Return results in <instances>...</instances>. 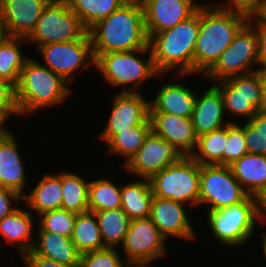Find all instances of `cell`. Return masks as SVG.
Here are the masks:
<instances>
[{
	"label": "cell",
	"mask_w": 266,
	"mask_h": 267,
	"mask_svg": "<svg viewBox=\"0 0 266 267\" xmlns=\"http://www.w3.org/2000/svg\"><path fill=\"white\" fill-rule=\"evenodd\" d=\"M93 54L125 52L146 48L144 9L140 0H129L121 8L88 30Z\"/></svg>",
	"instance_id": "cell-1"
},
{
	"label": "cell",
	"mask_w": 266,
	"mask_h": 267,
	"mask_svg": "<svg viewBox=\"0 0 266 267\" xmlns=\"http://www.w3.org/2000/svg\"><path fill=\"white\" fill-rule=\"evenodd\" d=\"M199 26L200 7L188 19L149 38L153 63L160 74L176 71L177 78L196 75L193 74V58Z\"/></svg>",
	"instance_id": "cell-2"
},
{
	"label": "cell",
	"mask_w": 266,
	"mask_h": 267,
	"mask_svg": "<svg viewBox=\"0 0 266 267\" xmlns=\"http://www.w3.org/2000/svg\"><path fill=\"white\" fill-rule=\"evenodd\" d=\"M212 3L200 6V26L193 58V74L202 77L248 22L244 15L218 9Z\"/></svg>",
	"instance_id": "cell-3"
},
{
	"label": "cell",
	"mask_w": 266,
	"mask_h": 267,
	"mask_svg": "<svg viewBox=\"0 0 266 267\" xmlns=\"http://www.w3.org/2000/svg\"><path fill=\"white\" fill-rule=\"evenodd\" d=\"M69 83L51 69L31 56L21 70L18 84L15 86V100L19 115L36 114L42 108L63 104L71 97Z\"/></svg>",
	"instance_id": "cell-4"
},
{
	"label": "cell",
	"mask_w": 266,
	"mask_h": 267,
	"mask_svg": "<svg viewBox=\"0 0 266 267\" xmlns=\"http://www.w3.org/2000/svg\"><path fill=\"white\" fill-rule=\"evenodd\" d=\"M94 57V68L102 74L105 83L110 87L122 88L119 89L121 92H140L139 89L149 78L162 80L167 77V74H160L156 70L149 46L133 51L94 54Z\"/></svg>",
	"instance_id": "cell-5"
},
{
	"label": "cell",
	"mask_w": 266,
	"mask_h": 267,
	"mask_svg": "<svg viewBox=\"0 0 266 267\" xmlns=\"http://www.w3.org/2000/svg\"><path fill=\"white\" fill-rule=\"evenodd\" d=\"M206 212L205 220L212 237L226 248L242 247L254 238L255 229L259 230L254 196L248 195L242 202Z\"/></svg>",
	"instance_id": "cell-6"
},
{
	"label": "cell",
	"mask_w": 266,
	"mask_h": 267,
	"mask_svg": "<svg viewBox=\"0 0 266 267\" xmlns=\"http://www.w3.org/2000/svg\"><path fill=\"white\" fill-rule=\"evenodd\" d=\"M154 197L171 199L199 206L200 165L191 157L183 156L149 179Z\"/></svg>",
	"instance_id": "cell-7"
},
{
	"label": "cell",
	"mask_w": 266,
	"mask_h": 267,
	"mask_svg": "<svg viewBox=\"0 0 266 267\" xmlns=\"http://www.w3.org/2000/svg\"><path fill=\"white\" fill-rule=\"evenodd\" d=\"M87 34L88 30L75 15L67 1L59 0L48 3L35 29L26 40L36 50L46 44L76 41Z\"/></svg>",
	"instance_id": "cell-8"
},
{
	"label": "cell",
	"mask_w": 266,
	"mask_h": 267,
	"mask_svg": "<svg viewBox=\"0 0 266 267\" xmlns=\"http://www.w3.org/2000/svg\"><path fill=\"white\" fill-rule=\"evenodd\" d=\"M258 54V35L253 26L247 22L202 78L214 80V83L232 76L257 71Z\"/></svg>",
	"instance_id": "cell-9"
},
{
	"label": "cell",
	"mask_w": 266,
	"mask_h": 267,
	"mask_svg": "<svg viewBox=\"0 0 266 267\" xmlns=\"http://www.w3.org/2000/svg\"><path fill=\"white\" fill-rule=\"evenodd\" d=\"M215 83L222 93L225 113L229 119L232 118L229 120L231 123H240L243 117L247 122L258 112L262 100L263 72L232 76Z\"/></svg>",
	"instance_id": "cell-10"
},
{
	"label": "cell",
	"mask_w": 266,
	"mask_h": 267,
	"mask_svg": "<svg viewBox=\"0 0 266 267\" xmlns=\"http://www.w3.org/2000/svg\"><path fill=\"white\" fill-rule=\"evenodd\" d=\"M42 56L43 65L71 84L80 72L95 67V57L89 34L76 41L58 42L36 49ZM75 77V78H74Z\"/></svg>",
	"instance_id": "cell-11"
},
{
	"label": "cell",
	"mask_w": 266,
	"mask_h": 267,
	"mask_svg": "<svg viewBox=\"0 0 266 267\" xmlns=\"http://www.w3.org/2000/svg\"><path fill=\"white\" fill-rule=\"evenodd\" d=\"M248 195L230 166L200 165V207L209 205L207 211H213L242 202Z\"/></svg>",
	"instance_id": "cell-12"
},
{
	"label": "cell",
	"mask_w": 266,
	"mask_h": 267,
	"mask_svg": "<svg viewBox=\"0 0 266 267\" xmlns=\"http://www.w3.org/2000/svg\"><path fill=\"white\" fill-rule=\"evenodd\" d=\"M167 240L161 235L152 220L147 218L133 219L119 246L124 252L127 263H144L152 265L158 259L167 257ZM167 254V255H166Z\"/></svg>",
	"instance_id": "cell-13"
},
{
	"label": "cell",
	"mask_w": 266,
	"mask_h": 267,
	"mask_svg": "<svg viewBox=\"0 0 266 267\" xmlns=\"http://www.w3.org/2000/svg\"><path fill=\"white\" fill-rule=\"evenodd\" d=\"M143 92L114 93L110 116L104 128L98 134L104 145L117 133L143 124L149 118L150 101Z\"/></svg>",
	"instance_id": "cell-14"
},
{
	"label": "cell",
	"mask_w": 266,
	"mask_h": 267,
	"mask_svg": "<svg viewBox=\"0 0 266 267\" xmlns=\"http://www.w3.org/2000/svg\"><path fill=\"white\" fill-rule=\"evenodd\" d=\"M182 157L176 147L151 130L145 137L143 145L124 168L128 171L126 174L131 172L133 177L149 180Z\"/></svg>",
	"instance_id": "cell-15"
},
{
	"label": "cell",
	"mask_w": 266,
	"mask_h": 267,
	"mask_svg": "<svg viewBox=\"0 0 266 267\" xmlns=\"http://www.w3.org/2000/svg\"><path fill=\"white\" fill-rule=\"evenodd\" d=\"M187 207L190 208L189 205L171 199L153 197L149 218L167 241H170L169 238L172 236L194 241L197 238V231Z\"/></svg>",
	"instance_id": "cell-16"
},
{
	"label": "cell",
	"mask_w": 266,
	"mask_h": 267,
	"mask_svg": "<svg viewBox=\"0 0 266 267\" xmlns=\"http://www.w3.org/2000/svg\"><path fill=\"white\" fill-rule=\"evenodd\" d=\"M148 37L176 26L192 16L203 2L198 0H140Z\"/></svg>",
	"instance_id": "cell-17"
},
{
	"label": "cell",
	"mask_w": 266,
	"mask_h": 267,
	"mask_svg": "<svg viewBox=\"0 0 266 267\" xmlns=\"http://www.w3.org/2000/svg\"><path fill=\"white\" fill-rule=\"evenodd\" d=\"M49 0H0V19L7 36L27 38Z\"/></svg>",
	"instance_id": "cell-18"
},
{
	"label": "cell",
	"mask_w": 266,
	"mask_h": 267,
	"mask_svg": "<svg viewBox=\"0 0 266 267\" xmlns=\"http://www.w3.org/2000/svg\"><path fill=\"white\" fill-rule=\"evenodd\" d=\"M151 130L171 143L183 156H190L197 144V135L191 118L164 113L149 112Z\"/></svg>",
	"instance_id": "cell-19"
},
{
	"label": "cell",
	"mask_w": 266,
	"mask_h": 267,
	"mask_svg": "<svg viewBox=\"0 0 266 267\" xmlns=\"http://www.w3.org/2000/svg\"><path fill=\"white\" fill-rule=\"evenodd\" d=\"M7 129L0 134V186L25 195L27 186V169L24 158L19 151L18 138Z\"/></svg>",
	"instance_id": "cell-20"
},
{
	"label": "cell",
	"mask_w": 266,
	"mask_h": 267,
	"mask_svg": "<svg viewBox=\"0 0 266 267\" xmlns=\"http://www.w3.org/2000/svg\"><path fill=\"white\" fill-rule=\"evenodd\" d=\"M225 116L224 99L215 83L209 86L203 94L198 95L197 92L191 116L197 137L221 129L231 123L225 119Z\"/></svg>",
	"instance_id": "cell-21"
},
{
	"label": "cell",
	"mask_w": 266,
	"mask_h": 267,
	"mask_svg": "<svg viewBox=\"0 0 266 267\" xmlns=\"http://www.w3.org/2000/svg\"><path fill=\"white\" fill-rule=\"evenodd\" d=\"M161 85V87L158 86L160 89L156 97L149 100V112H164L191 118L197 97V92L192 89L193 87L188 84L185 85V82L183 84L182 81L181 83H173L172 80L171 82H165L164 80Z\"/></svg>",
	"instance_id": "cell-22"
},
{
	"label": "cell",
	"mask_w": 266,
	"mask_h": 267,
	"mask_svg": "<svg viewBox=\"0 0 266 267\" xmlns=\"http://www.w3.org/2000/svg\"><path fill=\"white\" fill-rule=\"evenodd\" d=\"M21 207H18L10 215L0 220V236L3 237L2 241L10 244L14 249L16 248L20 258L32 250L35 240V234L33 233L36 229L34 227L36 226V216L27 208L24 209V206Z\"/></svg>",
	"instance_id": "cell-23"
},
{
	"label": "cell",
	"mask_w": 266,
	"mask_h": 267,
	"mask_svg": "<svg viewBox=\"0 0 266 267\" xmlns=\"http://www.w3.org/2000/svg\"><path fill=\"white\" fill-rule=\"evenodd\" d=\"M40 177L32 190L22 197L24 200L21 202L36 217L44 212L60 209L63 198L61 172H45Z\"/></svg>",
	"instance_id": "cell-24"
},
{
	"label": "cell",
	"mask_w": 266,
	"mask_h": 267,
	"mask_svg": "<svg viewBox=\"0 0 266 267\" xmlns=\"http://www.w3.org/2000/svg\"><path fill=\"white\" fill-rule=\"evenodd\" d=\"M37 230L32 248L36 255L66 265H79L80 253L71 238L43 229Z\"/></svg>",
	"instance_id": "cell-25"
},
{
	"label": "cell",
	"mask_w": 266,
	"mask_h": 267,
	"mask_svg": "<svg viewBox=\"0 0 266 267\" xmlns=\"http://www.w3.org/2000/svg\"><path fill=\"white\" fill-rule=\"evenodd\" d=\"M235 178L244 190L255 196L266 186V156L247 153L231 166Z\"/></svg>",
	"instance_id": "cell-26"
},
{
	"label": "cell",
	"mask_w": 266,
	"mask_h": 267,
	"mask_svg": "<svg viewBox=\"0 0 266 267\" xmlns=\"http://www.w3.org/2000/svg\"><path fill=\"white\" fill-rule=\"evenodd\" d=\"M121 208L131 220L150 215L153 193L148 179H134L121 186Z\"/></svg>",
	"instance_id": "cell-27"
},
{
	"label": "cell",
	"mask_w": 266,
	"mask_h": 267,
	"mask_svg": "<svg viewBox=\"0 0 266 267\" xmlns=\"http://www.w3.org/2000/svg\"><path fill=\"white\" fill-rule=\"evenodd\" d=\"M26 43V38L10 36L0 43V78L9 81L14 86L18 84L21 70L30 57L22 50V46Z\"/></svg>",
	"instance_id": "cell-28"
},
{
	"label": "cell",
	"mask_w": 266,
	"mask_h": 267,
	"mask_svg": "<svg viewBox=\"0 0 266 267\" xmlns=\"http://www.w3.org/2000/svg\"><path fill=\"white\" fill-rule=\"evenodd\" d=\"M87 181L78 173H72L68 169L61 170V185L63 190L61 208L74 214L89 211Z\"/></svg>",
	"instance_id": "cell-29"
},
{
	"label": "cell",
	"mask_w": 266,
	"mask_h": 267,
	"mask_svg": "<svg viewBox=\"0 0 266 267\" xmlns=\"http://www.w3.org/2000/svg\"><path fill=\"white\" fill-rule=\"evenodd\" d=\"M71 240L80 254L106 248L94 212L76 214Z\"/></svg>",
	"instance_id": "cell-30"
},
{
	"label": "cell",
	"mask_w": 266,
	"mask_h": 267,
	"mask_svg": "<svg viewBox=\"0 0 266 267\" xmlns=\"http://www.w3.org/2000/svg\"><path fill=\"white\" fill-rule=\"evenodd\" d=\"M100 228L103 244L119 248L129 229L131 219L122 208L94 212Z\"/></svg>",
	"instance_id": "cell-31"
},
{
	"label": "cell",
	"mask_w": 266,
	"mask_h": 267,
	"mask_svg": "<svg viewBox=\"0 0 266 267\" xmlns=\"http://www.w3.org/2000/svg\"><path fill=\"white\" fill-rule=\"evenodd\" d=\"M151 131V123L148 118L143 124L129 127V130L120 131L115 134L106 144L108 155L116 154L124 158L122 168L136 154L144 143V139Z\"/></svg>",
	"instance_id": "cell-32"
},
{
	"label": "cell",
	"mask_w": 266,
	"mask_h": 267,
	"mask_svg": "<svg viewBox=\"0 0 266 267\" xmlns=\"http://www.w3.org/2000/svg\"><path fill=\"white\" fill-rule=\"evenodd\" d=\"M121 184L108 177L93 179L88 187V207L91 212L121 208Z\"/></svg>",
	"instance_id": "cell-33"
},
{
	"label": "cell",
	"mask_w": 266,
	"mask_h": 267,
	"mask_svg": "<svg viewBox=\"0 0 266 267\" xmlns=\"http://www.w3.org/2000/svg\"><path fill=\"white\" fill-rule=\"evenodd\" d=\"M227 143V125L197 137L194 152L190 155L199 165H224Z\"/></svg>",
	"instance_id": "cell-34"
},
{
	"label": "cell",
	"mask_w": 266,
	"mask_h": 267,
	"mask_svg": "<svg viewBox=\"0 0 266 267\" xmlns=\"http://www.w3.org/2000/svg\"><path fill=\"white\" fill-rule=\"evenodd\" d=\"M83 26L89 30L97 22L105 19L121 8L129 0H66Z\"/></svg>",
	"instance_id": "cell-35"
},
{
	"label": "cell",
	"mask_w": 266,
	"mask_h": 267,
	"mask_svg": "<svg viewBox=\"0 0 266 267\" xmlns=\"http://www.w3.org/2000/svg\"><path fill=\"white\" fill-rule=\"evenodd\" d=\"M76 214L65 209H55L44 212L36 217V229L58 233L62 236L71 237ZM39 222V223H38ZM38 227V228H37Z\"/></svg>",
	"instance_id": "cell-36"
},
{
	"label": "cell",
	"mask_w": 266,
	"mask_h": 267,
	"mask_svg": "<svg viewBox=\"0 0 266 267\" xmlns=\"http://www.w3.org/2000/svg\"><path fill=\"white\" fill-rule=\"evenodd\" d=\"M248 153L244 124L229 123L227 125V143L224 150V165L231 166Z\"/></svg>",
	"instance_id": "cell-37"
},
{
	"label": "cell",
	"mask_w": 266,
	"mask_h": 267,
	"mask_svg": "<svg viewBox=\"0 0 266 267\" xmlns=\"http://www.w3.org/2000/svg\"><path fill=\"white\" fill-rule=\"evenodd\" d=\"M119 248H104L80 254L79 267H124L127 263Z\"/></svg>",
	"instance_id": "cell-38"
},
{
	"label": "cell",
	"mask_w": 266,
	"mask_h": 267,
	"mask_svg": "<svg viewBox=\"0 0 266 267\" xmlns=\"http://www.w3.org/2000/svg\"><path fill=\"white\" fill-rule=\"evenodd\" d=\"M214 6L218 9L238 13L246 18H253L266 15V0H226L215 2Z\"/></svg>",
	"instance_id": "cell-39"
},
{
	"label": "cell",
	"mask_w": 266,
	"mask_h": 267,
	"mask_svg": "<svg viewBox=\"0 0 266 267\" xmlns=\"http://www.w3.org/2000/svg\"><path fill=\"white\" fill-rule=\"evenodd\" d=\"M14 115L20 117L15 100V86L0 78V116L7 122Z\"/></svg>",
	"instance_id": "cell-40"
},
{
	"label": "cell",
	"mask_w": 266,
	"mask_h": 267,
	"mask_svg": "<svg viewBox=\"0 0 266 267\" xmlns=\"http://www.w3.org/2000/svg\"><path fill=\"white\" fill-rule=\"evenodd\" d=\"M248 22L253 26L259 38L257 71L266 72V15L249 18Z\"/></svg>",
	"instance_id": "cell-41"
},
{
	"label": "cell",
	"mask_w": 266,
	"mask_h": 267,
	"mask_svg": "<svg viewBox=\"0 0 266 267\" xmlns=\"http://www.w3.org/2000/svg\"><path fill=\"white\" fill-rule=\"evenodd\" d=\"M244 135L248 153L266 156V138L259 134L248 122L244 124Z\"/></svg>",
	"instance_id": "cell-42"
},
{
	"label": "cell",
	"mask_w": 266,
	"mask_h": 267,
	"mask_svg": "<svg viewBox=\"0 0 266 267\" xmlns=\"http://www.w3.org/2000/svg\"><path fill=\"white\" fill-rule=\"evenodd\" d=\"M22 199L17 192L0 186V220L14 212Z\"/></svg>",
	"instance_id": "cell-43"
},
{
	"label": "cell",
	"mask_w": 266,
	"mask_h": 267,
	"mask_svg": "<svg viewBox=\"0 0 266 267\" xmlns=\"http://www.w3.org/2000/svg\"><path fill=\"white\" fill-rule=\"evenodd\" d=\"M20 259L25 267H79V265H66L36 255L32 250L24 254Z\"/></svg>",
	"instance_id": "cell-44"
},
{
	"label": "cell",
	"mask_w": 266,
	"mask_h": 267,
	"mask_svg": "<svg viewBox=\"0 0 266 267\" xmlns=\"http://www.w3.org/2000/svg\"><path fill=\"white\" fill-rule=\"evenodd\" d=\"M256 210L261 223L265 226L266 222V186L263 187L255 196ZM264 224V225H262Z\"/></svg>",
	"instance_id": "cell-45"
},
{
	"label": "cell",
	"mask_w": 266,
	"mask_h": 267,
	"mask_svg": "<svg viewBox=\"0 0 266 267\" xmlns=\"http://www.w3.org/2000/svg\"><path fill=\"white\" fill-rule=\"evenodd\" d=\"M247 122L266 138V114L257 112Z\"/></svg>",
	"instance_id": "cell-46"
},
{
	"label": "cell",
	"mask_w": 266,
	"mask_h": 267,
	"mask_svg": "<svg viewBox=\"0 0 266 267\" xmlns=\"http://www.w3.org/2000/svg\"><path fill=\"white\" fill-rule=\"evenodd\" d=\"M258 112L266 114V72H263L262 100Z\"/></svg>",
	"instance_id": "cell-47"
},
{
	"label": "cell",
	"mask_w": 266,
	"mask_h": 267,
	"mask_svg": "<svg viewBox=\"0 0 266 267\" xmlns=\"http://www.w3.org/2000/svg\"><path fill=\"white\" fill-rule=\"evenodd\" d=\"M262 241H261V252H262V255L265 259H266V231L263 233V238H261ZM266 261V260H265Z\"/></svg>",
	"instance_id": "cell-48"
},
{
	"label": "cell",
	"mask_w": 266,
	"mask_h": 267,
	"mask_svg": "<svg viewBox=\"0 0 266 267\" xmlns=\"http://www.w3.org/2000/svg\"><path fill=\"white\" fill-rule=\"evenodd\" d=\"M7 37L2 20L0 19V43Z\"/></svg>",
	"instance_id": "cell-49"
},
{
	"label": "cell",
	"mask_w": 266,
	"mask_h": 267,
	"mask_svg": "<svg viewBox=\"0 0 266 267\" xmlns=\"http://www.w3.org/2000/svg\"><path fill=\"white\" fill-rule=\"evenodd\" d=\"M124 267H152V266L144 263H126Z\"/></svg>",
	"instance_id": "cell-50"
},
{
	"label": "cell",
	"mask_w": 266,
	"mask_h": 267,
	"mask_svg": "<svg viewBox=\"0 0 266 267\" xmlns=\"http://www.w3.org/2000/svg\"><path fill=\"white\" fill-rule=\"evenodd\" d=\"M6 123L7 122L0 116V134L8 129Z\"/></svg>",
	"instance_id": "cell-51"
}]
</instances>
